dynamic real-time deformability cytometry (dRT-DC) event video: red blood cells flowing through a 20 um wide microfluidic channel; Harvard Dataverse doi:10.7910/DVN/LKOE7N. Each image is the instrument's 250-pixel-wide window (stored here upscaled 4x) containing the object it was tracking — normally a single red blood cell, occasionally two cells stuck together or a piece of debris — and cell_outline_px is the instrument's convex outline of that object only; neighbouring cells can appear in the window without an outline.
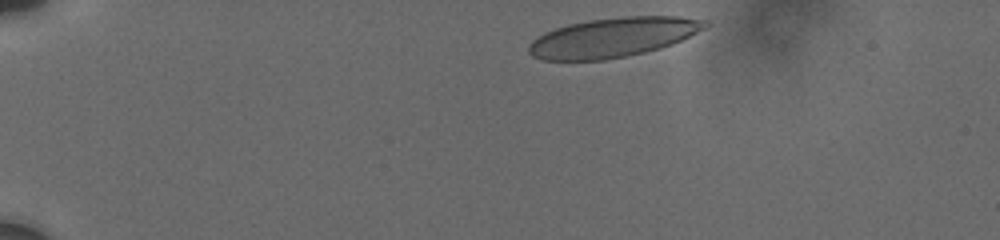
{"species": "human", "species_latin": "Homo sapiens", "temperature_condition": "cold", "stored_images_in_passage": 33, "camera_frame_rate_fps": 3000, "um_per_image_px": 0.085, "donor": {"sex": "male"}, "frame": {"image": 1, "passage_image": 1, "time_ms": 0.0, "image_size_px": [1000, 240], "cell_outline_px": [[712, 24], [708, 28], [672, 44], [660, 48], [644, 52], [604, 60], [540, 60], [532, 56], [528, 52], [528, 44], [536, 36], [544, 32], [568, 24], [588, 20], [624, 16], [680, 16], [708, 20]], "centroid_in_image_um": [52.13, 3.16], "position_along_channel_um": 32.9, "area_um2": 40.98}}
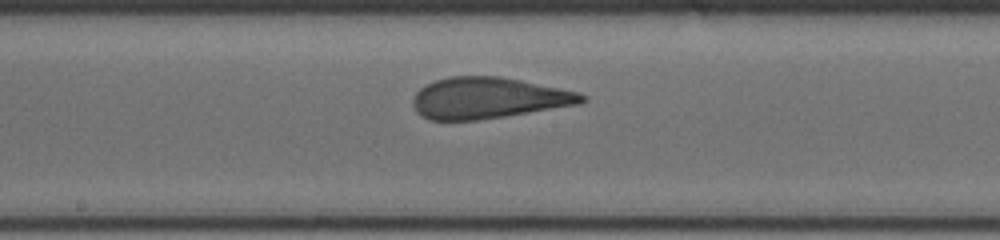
{"frame": {"image": 2, "passage_image": 19, "time_ms": 7.0, "image_size_px": [1000, 240], "cell_outline_px": [[588, 100], [580, 104], [504, 116], [476, 120], [428, 120], [420, 116], [416, 112], [412, 104], [412, 100], [416, 92], [420, 88], [436, 80], [452, 76], [500, 76], [580, 92], [588, 96]], "centroid_in_image_um": [41.51, 8.33], "position_along_channel_um": 206.7, "area_um2": 40.58}}
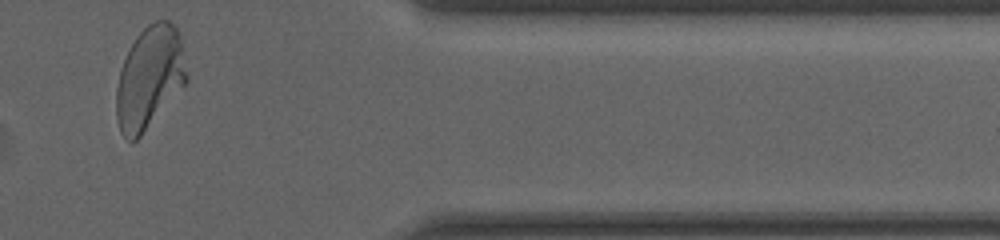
{"frame": {"image": 3, "passage_image": 33, "time_ms": 12.667, "image_size_px": [1000, 240], "cell_outline_px": [[188, 80], [140, 136], [132, 144], [120, 132], [116, 116], [116, 88], [120, 68], [136, 36], [148, 24], [156, 20], [168, 20], [176, 28], [180, 36], [188, 76]], "centroid_in_image_um": [12.69, 6.6], "position_along_channel_um": 398.7, "area_um2": 41.67}, "authors_computed_cell_mechanics": {"area_um2": 41.2114, "velocity_mm_per_s": 3.7089, "shape_relaxation_time_tau1_ms": 5.8794, "shape_relaxation_time_tau2_ms": 0.7021, "deformation_change_tau1": 0.1921, "deformation_change_tau2": 0.0736}}